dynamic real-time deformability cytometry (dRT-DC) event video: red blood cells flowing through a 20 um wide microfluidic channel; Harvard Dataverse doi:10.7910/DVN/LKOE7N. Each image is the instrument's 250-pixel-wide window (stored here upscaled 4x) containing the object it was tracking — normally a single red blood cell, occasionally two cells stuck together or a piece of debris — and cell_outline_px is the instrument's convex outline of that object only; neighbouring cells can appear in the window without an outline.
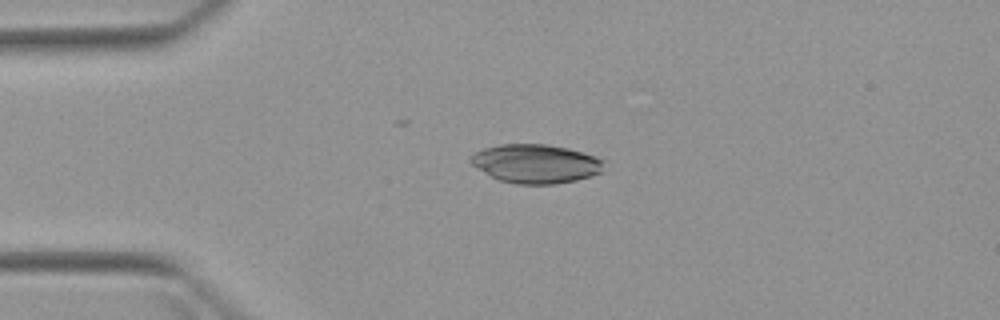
{"species": "Egyptian fruit bat (a non-hibernating species)", "species_latin": "Rousettus aegyptiacus", "temperature_condition": "warm", "stored_images_in_passage": 4, "camera_frame_rate_fps": 3000, "um_per_image_px": 0.085, "animal": {"sex": "female"}, "frame": {"image": 1, "passage_image": 1, "time_ms": 0.0, "image_size_px": [1000, 320], "cell_outline_px": [[604, 160], [600, 172], [592, 176], [576, 180], [556, 184], [516, 184], [500, 180], [484, 172], [472, 164], [468, 160], [468, 156], [484, 148], [500, 144], [548, 144], [568, 148], [596, 156]], "centroid_in_image_um": [45.53, 13.91], "position_along_channel_um": 39.5, "area_um2": 30.17}}
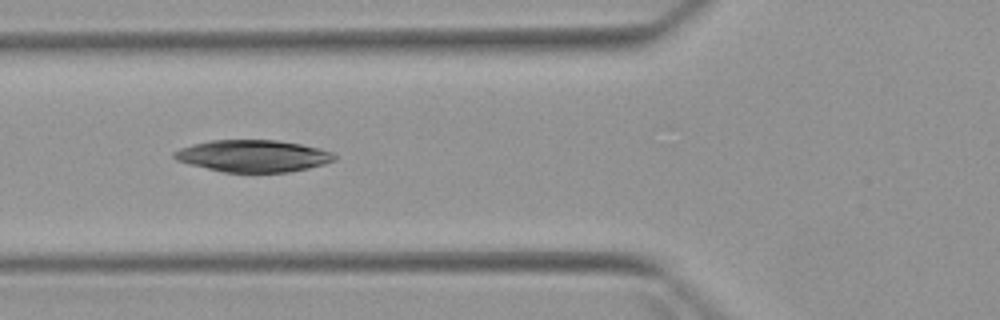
{"frame": {"image": 2, "passage_image": 3, "time_ms": 2.333, "image_size_px": [1000, 320], "cell_outline_px": [[336, 160], [324, 164], [308, 168], [288, 172], [224, 172], [188, 164], [176, 160], [172, 156], [172, 152], [180, 148], [192, 144], [208, 140], [276, 140], [300, 144], [320, 148], [332, 152], [336, 156]], "centroid_in_image_um": [21.49, 13.25], "position_along_channel_um": 104.3, "area_um2": 29.94}}
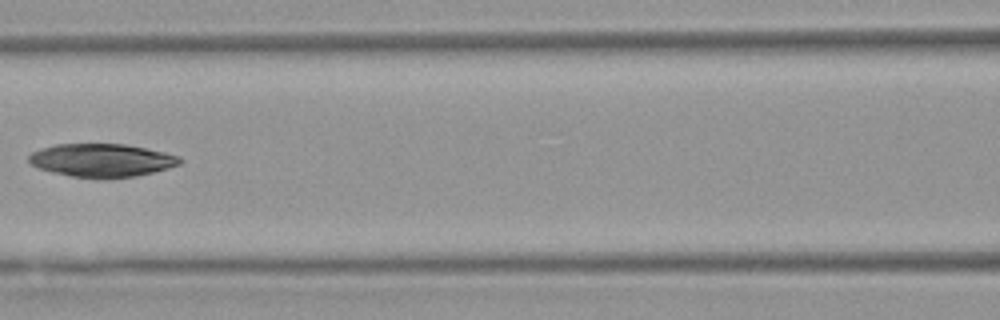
{"frame": {"image": 3, "passage_image": 4, "time_ms": 3.667, "image_size_px": [1000, 320], "cell_outline_px": [[184, 160], [180, 164], [168, 168], [136, 176], [100, 180], [72, 176], [52, 172], [36, 168], [28, 160], [28, 156], [32, 152], [40, 148], [56, 144], [124, 144], [164, 152], [180, 156]], "centroid_in_image_um": [8.63, 13.64], "position_along_channel_um": 158.0, "area_um2": 29.54}}